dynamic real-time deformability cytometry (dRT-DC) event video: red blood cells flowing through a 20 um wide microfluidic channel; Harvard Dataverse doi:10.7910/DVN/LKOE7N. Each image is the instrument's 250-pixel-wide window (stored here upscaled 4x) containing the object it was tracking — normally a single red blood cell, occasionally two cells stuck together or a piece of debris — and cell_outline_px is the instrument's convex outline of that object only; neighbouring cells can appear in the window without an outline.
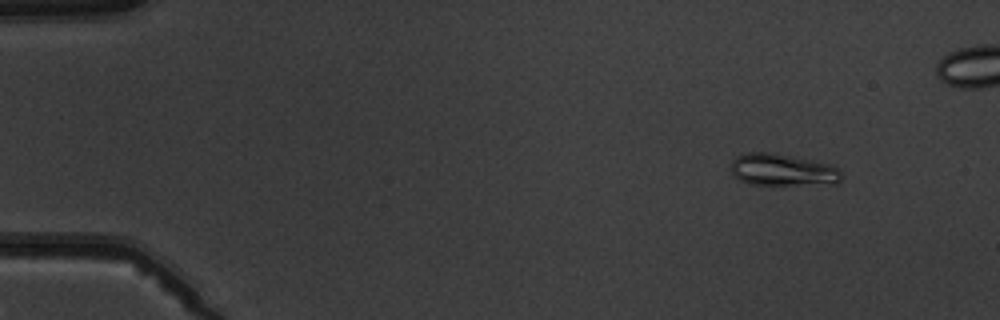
{"species": "common noctule bat (a hibernating species)", "species_latin": "Nyctalus noctula", "temperature_condition": "warm", "stored_images_in_passage": 5, "camera_frame_rate_fps": 3000, "um_per_image_px": 0.085, "animal": {"sex": "male", "body_mass_g": 19.5, "forearm_length_mm": 54.6}, "frame": {"image": 1, "passage_image": 2, "time_ms": 1.0, "image_size_px": [1000, 320], "cell_outline_px": [[844, 176], [836, 184], [748, 184], [732, 176], [732, 160], [736, 156], [748, 152], [768, 152], [812, 160], [832, 164], [840, 168]], "centroid_in_image_um": [66.56, 14.44], "position_along_channel_um": 18.4, "area_um2": 20.75}}